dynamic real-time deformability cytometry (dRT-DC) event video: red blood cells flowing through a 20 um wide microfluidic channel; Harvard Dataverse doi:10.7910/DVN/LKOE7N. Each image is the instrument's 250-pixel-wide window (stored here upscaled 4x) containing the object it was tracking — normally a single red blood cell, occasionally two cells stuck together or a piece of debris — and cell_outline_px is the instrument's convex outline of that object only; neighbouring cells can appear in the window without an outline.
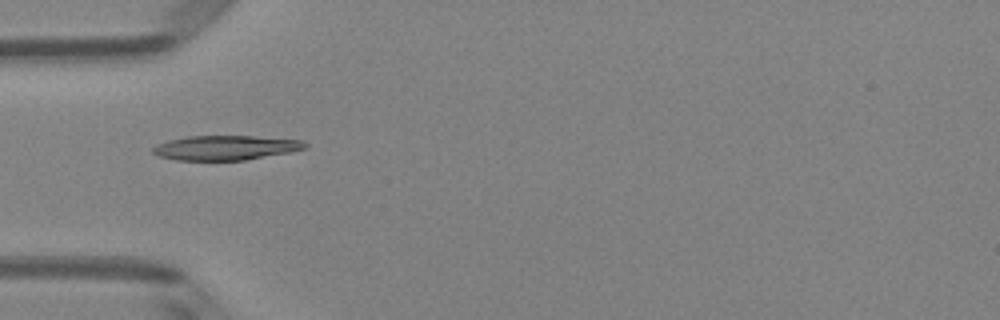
{"species": "Egyptian fruit bat (a non-hibernating species)", "species_latin": "Rousettus aegyptiacus", "temperature_condition": "room temperature", "stored_images_in_passage": 4, "camera_frame_rate_fps": 3000, "um_per_image_px": 0.085, "animal": {"sex": "female"}, "frame": {"image": 1, "passage_image": 4, "time_ms": 1.0, "image_size_px": [1000, 320], "cell_outline_px": [[308, 144], [304, 148], [288, 152], [244, 160], [176, 160], [160, 156], [152, 152], [152, 148], [156, 144], [168, 140], [188, 136], [252, 136], [300, 140]], "centroid_in_image_um": [19.11, 12.55], "position_along_channel_um": 65.9, "area_um2": 21.5}}